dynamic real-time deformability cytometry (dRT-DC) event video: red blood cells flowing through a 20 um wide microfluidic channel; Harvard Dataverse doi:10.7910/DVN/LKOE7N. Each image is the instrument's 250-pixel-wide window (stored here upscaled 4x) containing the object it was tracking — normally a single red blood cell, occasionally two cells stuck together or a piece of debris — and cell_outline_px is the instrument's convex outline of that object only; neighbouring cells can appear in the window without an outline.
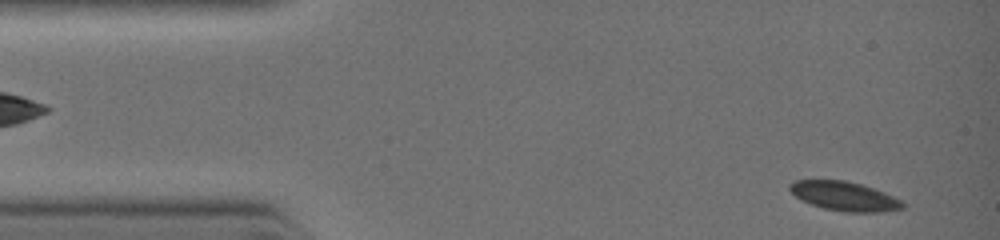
{"species": "common noctule bat (a hibernating species)", "species_latin": "Nyctalus noctula", "temperature_condition": "warm", "stored_images_in_passage": 5, "segment_of_instrument_passage": [2, 2], "camera_frame_rate_fps": 3000, "um_per_image_px": 0.085, "animal": {"sex": "female", "body_mass_g": 19.0, "forearm_length_mm": 51.5}, "frame": {"image": 1, "passage_image": 5, "time_ms": 3.0, "image_size_px": [1000, 240], "cell_outline_px": [[904, 208], [880, 212], [844, 212], [824, 208], [800, 200], [788, 188], [788, 184], [796, 180], [844, 180], [860, 184], [884, 192], [900, 200], [904, 204]], "centroid_in_image_um": [71.74, 16.67], "position_along_channel_um": 13.3, "area_um2": 19.02}}